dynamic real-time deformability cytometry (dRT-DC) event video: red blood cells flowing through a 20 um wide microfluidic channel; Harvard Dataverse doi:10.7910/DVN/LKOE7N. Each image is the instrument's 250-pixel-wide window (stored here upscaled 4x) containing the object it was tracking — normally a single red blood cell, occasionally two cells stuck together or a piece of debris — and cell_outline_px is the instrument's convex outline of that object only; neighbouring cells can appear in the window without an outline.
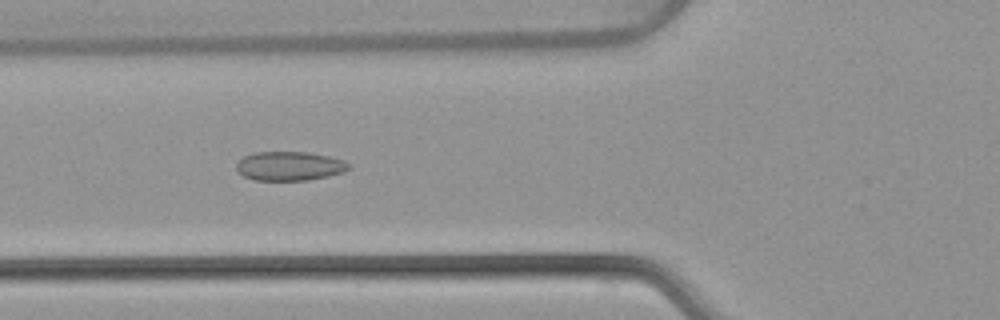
{"species": "common noctule bat (a hibernating species)", "species_latin": "Nyctalus noctula", "temperature_condition": "warm", "stored_images_in_passage": 52, "camera_frame_rate_fps": 3000, "um_per_image_px": 0.085, "animal": {"sex": "female", "body_mass_g": 22.7, "forearm_length_mm": 54.2}, "frame": {"image": 1, "passage_image": 19, "time_ms": 6.0, "image_size_px": [1000, 320], "cell_outline_px": [[352, 168], [344, 172], [328, 176], [308, 180], [256, 180], [244, 176], [236, 172], [236, 164], [244, 156], [256, 152], [308, 152], [328, 156], [344, 160]], "centroid_in_image_um": [24.61, 14.11], "position_along_channel_um": 101.2, "area_um2": 19.07}}
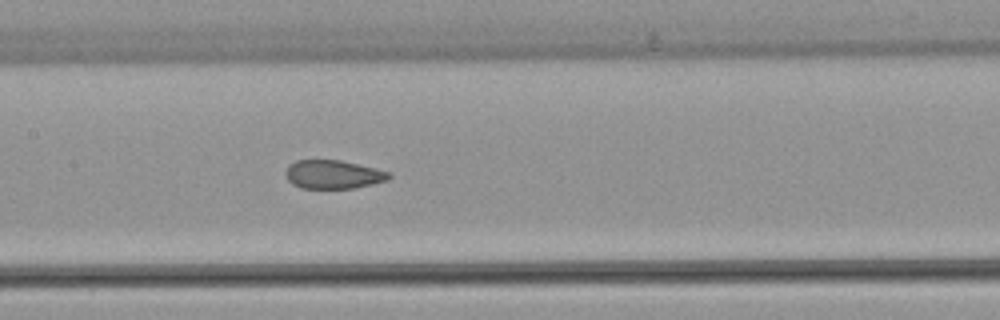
{"frame": {"image": 2, "passage_image": 25, "time_ms": 8.0, "image_size_px": [1000, 320], "cell_outline_px": [[392, 176], [388, 180], [372, 184], [352, 188], [300, 188], [292, 184], [288, 180], [284, 172], [288, 164], [296, 160], [340, 160], [392, 172]], "centroid_in_image_um": [28.31, 14.82], "position_along_channel_um": 179.1, "area_um2": 17.34}}
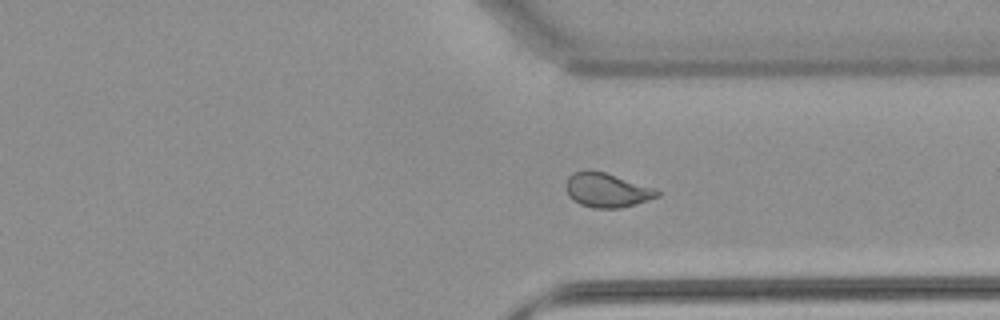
{"frame": {"image": 3, "passage_image": 39, "time_ms": 12.667, "image_size_px": [1000, 320], "cell_outline_px": [[660, 196], [636, 204], [620, 208], [592, 208], [580, 204], [572, 200], [568, 196], [568, 176], [572, 172], [584, 168], [588, 168], [604, 172], [656, 188], [660, 192]], "centroid_in_image_um": [51.59, 16.15], "position_along_channel_um": 359.8, "area_um2": 18.44}, "authors_computed_cell_mechanics": {"area_um2": 19.2474, "velocity_mm_per_s": 3.8727, "shape_relaxation_time_tau1_ms": null, "shape_relaxation_time_tau2_ms": 0.9302, "deformation_change_tau1": null, "deformation_change_tau2": 0.0638}}